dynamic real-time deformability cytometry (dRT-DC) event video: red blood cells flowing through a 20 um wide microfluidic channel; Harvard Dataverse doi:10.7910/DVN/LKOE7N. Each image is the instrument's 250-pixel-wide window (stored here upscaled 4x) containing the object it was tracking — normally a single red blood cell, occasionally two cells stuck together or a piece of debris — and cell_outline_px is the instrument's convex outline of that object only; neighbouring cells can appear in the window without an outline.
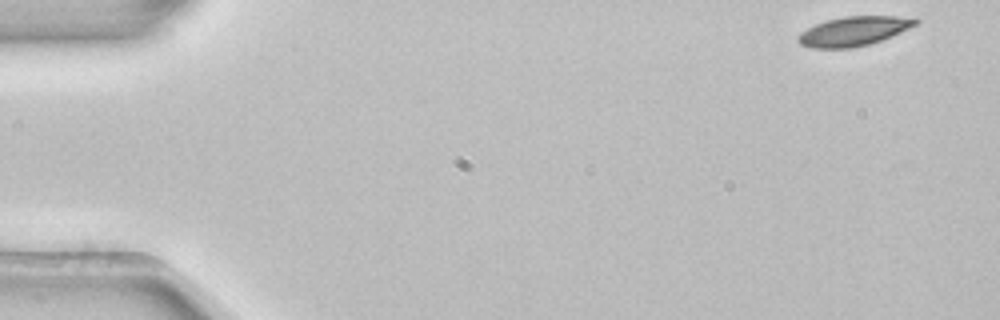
{"species": "common noctule bat (a hibernating species)", "species_latin": "Nyctalus noctula", "temperature_condition": "room temperature", "stored_images_in_passage": 4, "camera_frame_rate_fps": 3000, "um_per_image_px": 0.085, "animal": {"sex": "female", "body_mass_g": 22.7, "forearm_length_mm": 54.2}, "frame": {"image": 1, "passage_image": 1, "time_ms": 0.0, "image_size_px": [1000, 320], "cell_outline_px": [[920, 20], [916, 24], [892, 36], [868, 44], [852, 48], [812, 48], [800, 44], [796, 40], [796, 36], [800, 32], [816, 24], [828, 20], [844, 16], [916, 16]], "centroid_in_image_um": [72.57, 2.64], "position_along_channel_um": 12.4, "area_um2": 20.11}}
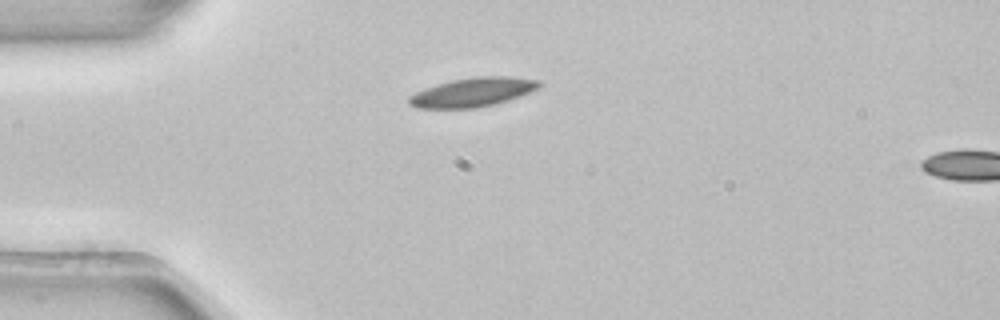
{"frame": {"image": 2, "passage_image": 3, "time_ms": 0.667, "image_size_px": [1000, 320], "cell_outline_px": [[544, 84], [520, 96], [508, 100], [476, 108], [416, 108], [408, 104], [408, 96], [424, 88], [452, 80], [476, 76], [508, 76], [540, 80]], "centroid_in_image_um": [40.16, 7.83], "position_along_channel_um": 44.8, "area_um2": 21.96}}